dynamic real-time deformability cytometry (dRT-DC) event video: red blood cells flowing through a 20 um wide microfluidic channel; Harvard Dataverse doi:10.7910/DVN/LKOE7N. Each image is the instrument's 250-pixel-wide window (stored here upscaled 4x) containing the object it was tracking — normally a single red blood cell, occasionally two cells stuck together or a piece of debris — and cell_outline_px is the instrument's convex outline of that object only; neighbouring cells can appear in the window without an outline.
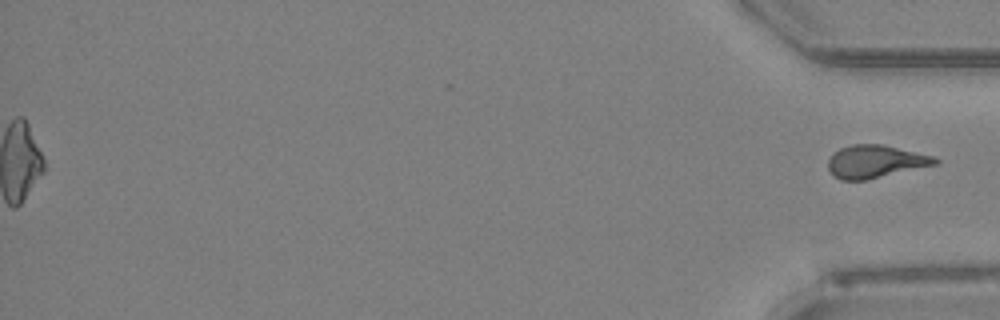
{"species": "Egyptian fruit bat (a non-hibernating species)", "species_latin": "Rousettus aegyptiacus", "temperature_condition": "room temperature", "stored_images_in_passage": 52, "segment_of_instrument_passage": [2, 2], "camera_frame_rate_fps": 3000, "um_per_image_px": 0.085, "animal": {"sex": "female"}, "frame": {"image": 1, "passage_image": 52, "time_ms": 17.0, "image_size_px": [1000, 320], "cell_outline_px": [[940, 160], [936, 164], [868, 180], [840, 180], [832, 176], [828, 168], [828, 160], [840, 148], [852, 144], [884, 144], [932, 156]], "centroid_in_image_um": [74.38, 13.74], "position_along_channel_um": 360.8, "area_um2": 20.4}}